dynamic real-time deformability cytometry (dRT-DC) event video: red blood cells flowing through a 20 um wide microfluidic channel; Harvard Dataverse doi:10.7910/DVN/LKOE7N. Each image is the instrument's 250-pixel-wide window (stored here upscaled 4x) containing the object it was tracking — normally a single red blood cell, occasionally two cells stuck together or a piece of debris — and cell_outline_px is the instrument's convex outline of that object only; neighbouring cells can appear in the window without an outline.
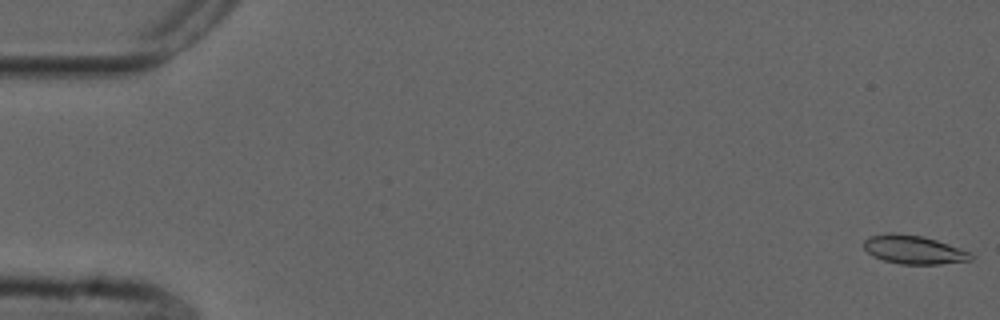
{"species": "common noctule bat (a hibernating species)", "species_latin": "Nyctalus noctula", "temperature_condition": "cold", "stored_images_in_passage": 54, "camera_frame_rate_fps": 3000, "um_per_image_px": 0.085, "animal": {"sex": "male", "forearm_length_mm": 52.5}, "frame": {"image": 1, "passage_image": 1, "time_ms": 0.0, "image_size_px": [1000, 320], "cell_outline_px": [[972, 260], [940, 264], [900, 264], [884, 260], [872, 256], [864, 248], [864, 240], [868, 236], [892, 232], [924, 236], [972, 252]], "centroid_in_image_um": [77.66, 21.21], "position_along_channel_um": 7.3, "area_um2": 17.92}}
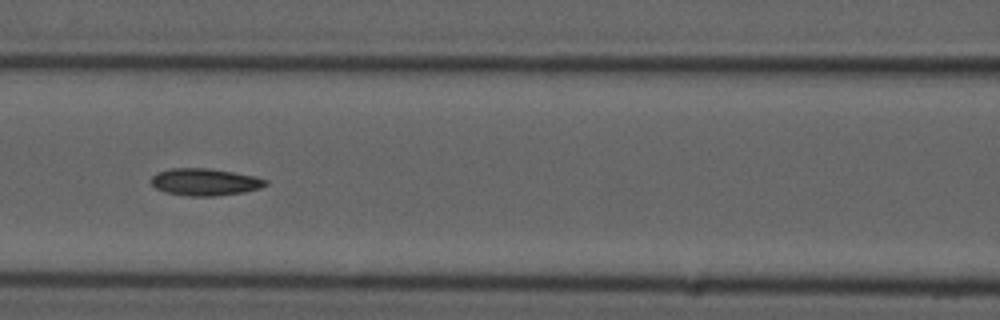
{"frame": {"image": 2, "passage_image": 24, "time_ms": 7.667, "image_size_px": [1000, 320], "cell_outline_px": [[268, 184], [260, 188], [244, 192], [216, 196], [188, 196], [164, 192], [156, 188], [152, 184], [152, 176], [156, 172], [172, 168], [212, 168], [252, 176], [268, 180]], "centroid_in_image_um": [17.4, 15.47], "position_along_channel_um": 149.2, "area_um2": 18.09}}
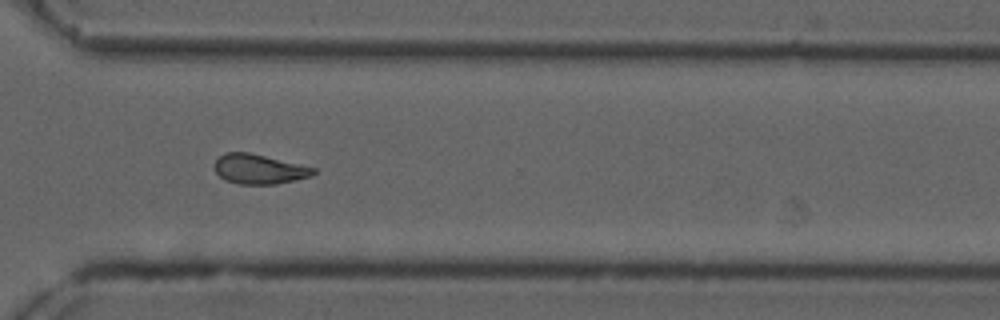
{"frame": {"image": 3, "passage_image": 40, "time_ms": 13.0, "image_size_px": [1000, 320], "cell_outline_px": [[316, 172], [312, 176], [296, 180], [276, 184], [240, 184], [224, 180], [216, 172], [212, 164], [224, 152], [248, 152], [300, 164], [316, 168]], "centroid_in_image_um": [22.01, 14.37], "position_along_channel_um": 348.6, "area_um2": 17.22}, "authors_computed_cell_mechanics": {"area_um2": 17.5423, "velocity_mm_per_s": 3.7522, "shape_relaxation_time_tau1_ms": null, "shape_relaxation_time_tau2_ms": 6.3164, "deformation_change_tau1": null, "deformation_change_tau2": 0.137}}